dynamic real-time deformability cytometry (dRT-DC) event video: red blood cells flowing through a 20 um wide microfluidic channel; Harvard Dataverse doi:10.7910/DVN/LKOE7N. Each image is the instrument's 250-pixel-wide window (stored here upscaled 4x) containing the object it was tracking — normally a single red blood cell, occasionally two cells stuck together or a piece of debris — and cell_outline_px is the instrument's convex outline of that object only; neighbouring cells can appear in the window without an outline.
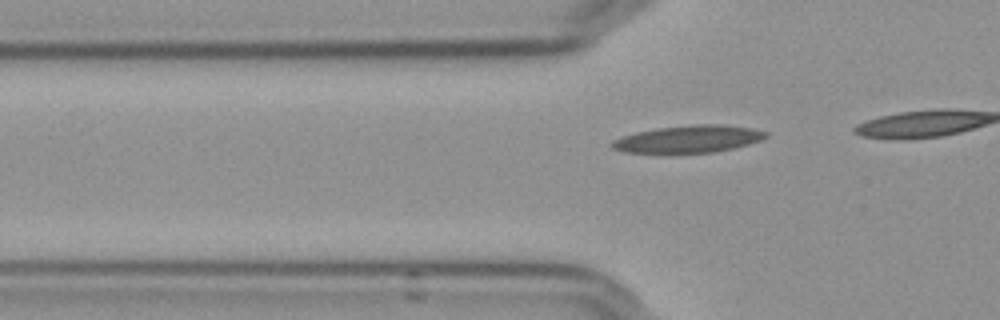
{"species": "Egyptian fruit bat (a non-hibernating species)", "species_latin": "Rousettus aegyptiacus", "temperature_condition": "cold", "stored_images_in_passage": 22, "camera_frame_rate_fps": 3000, "um_per_image_px": 0.085, "frame": {"image": 1, "passage_image": 16, "time_ms": 5.0, "image_size_px": [1000, 320], "cell_outline_px": [[768, 136], [760, 140], [748, 144], [732, 148], [712, 152], [624, 152], [612, 148], [608, 144], [612, 140], [620, 136], [636, 132], [656, 128], [692, 124], [720, 124], [752, 128], [768, 132]], "centroid_in_image_um": [58.48, 11.8], "position_along_channel_um": 67.3, "area_um2": 24.33}}
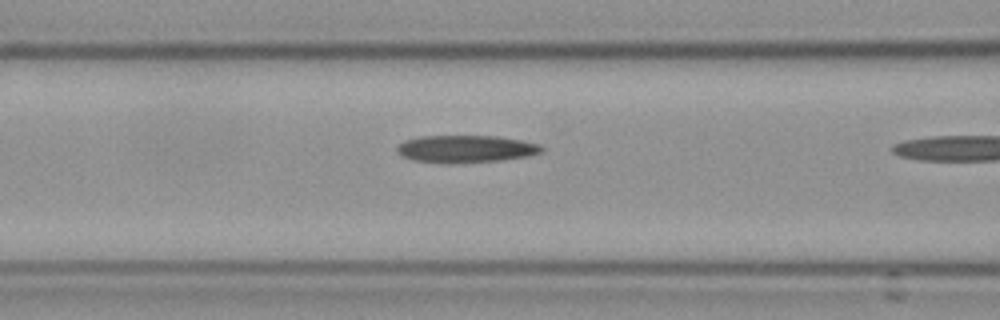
{"frame": {"image": 2, "passage_image": 21, "time_ms": 6.667, "image_size_px": [1000, 320], "cell_outline_px": [[544, 152], [528, 156], [500, 160], [460, 164], [444, 164], [412, 160], [400, 156], [396, 152], [396, 148], [404, 140], [420, 136], [496, 136], [520, 140], [540, 144], [544, 148]], "centroid_in_image_um": [39.56, 12.67], "position_along_channel_um": 127.0, "area_um2": 23.52}}